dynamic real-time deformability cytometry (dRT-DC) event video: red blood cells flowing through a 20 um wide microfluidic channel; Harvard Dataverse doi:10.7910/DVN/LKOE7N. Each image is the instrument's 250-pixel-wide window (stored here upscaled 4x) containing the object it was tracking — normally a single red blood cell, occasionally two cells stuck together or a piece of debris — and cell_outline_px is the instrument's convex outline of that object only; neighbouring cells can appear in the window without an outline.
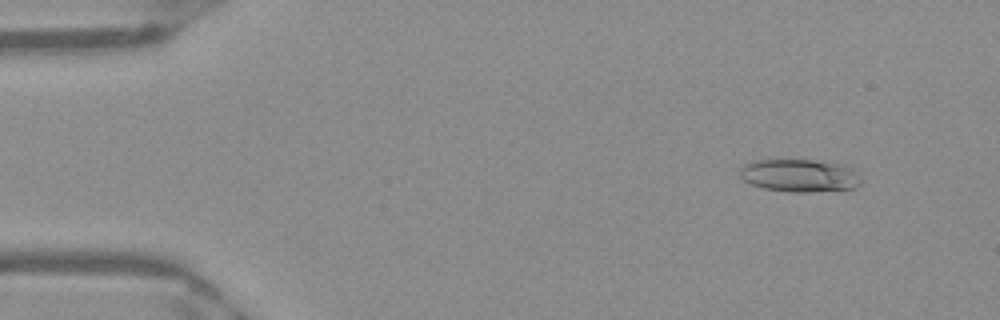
{"species": "Egyptian fruit bat (a non-hibernating species)", "species_latin": "Rousettus aegyptiacus", "temperature_condition": "warm", "stored_images_in_passage": 51, "camera_frame_rate_fps": 3000, "um_per_image_px": 0.085, "frame": {"image": 1, "passage_image": 5, "time_ms": 1.333, "image_size_px": [1000, 320], "cell_outline_px": [[860, 184], [852, 188], [808, 192], [796, 192], [764, 188], [752, 184], [744, 180], [740, 176], [740, 168], [744, 164], [752, 160], [776, 156], [812, 160], [836, 164], [852, 168], [860, 180]], "centroid_in_image_um": [67.84, 14.86], "position_along_channel_um": 17.2, "area_um2": 23.52}}
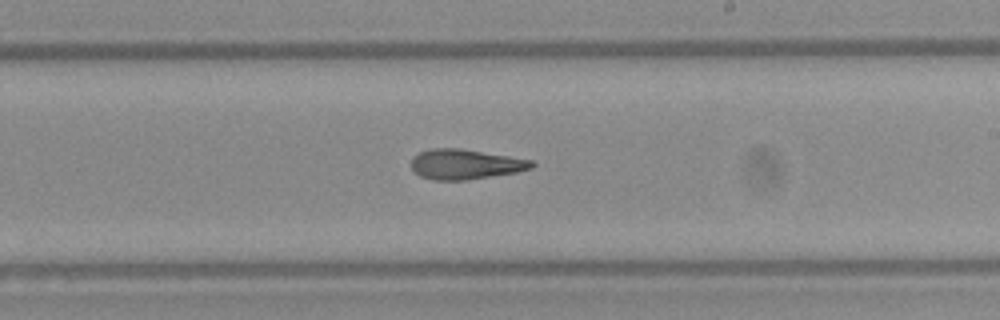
{"frame": {"image": 2, "passage_image": 30, "time_ms": 9.667, "image_size_px": [1000, 320], "cell_outline_px": [[536, 164], [532, 168], [516, 172], [468, 180], [432, 180], [420, 176], [412, 168], [412, 156], [428, 148], [460, 148], [532, 160]], "centroid_in_image_um": [39.54, 13.96], "position_along_channel_um": 249.5, "area_um2": 21.1}}
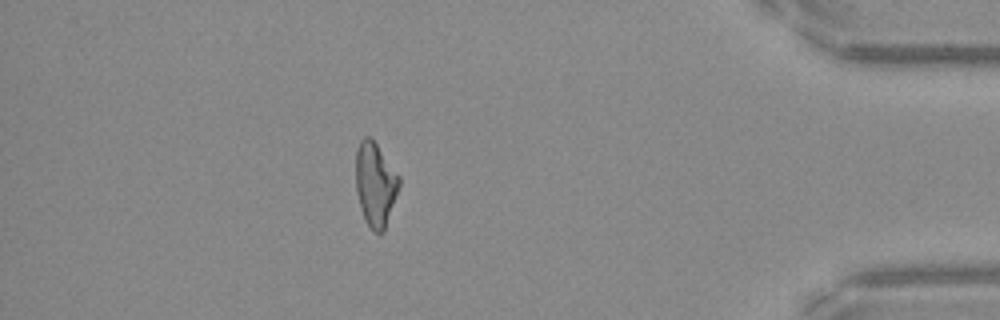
{"frame": {"image": 3, "passage_image": 45, "time_ms": 14.667, "image_size_px": [1000, 320], "cell_outline_px": [[400, 184], [384, 232], [372, 232], [364, 220], [360, 208], [356, 192], [356, 148], [360, 140], [364, 136], [372, 136], [400, 176]], "centroid_in_image_um": [31.89, 15.64], "position_along_channel_um": 403.3, "area_um2": 21.62}, "authors_computed_cell_mechanics": {"area_um2": 21.6172, "velocity_mm_per_s": 3.9758, "shape_relaxation_time_tau1_ms": null, "shape_relaxation_time_tau2_ms": 4.6362, "deformation_change_tau1": null, "deformation_change_tau2": 0.1656}}